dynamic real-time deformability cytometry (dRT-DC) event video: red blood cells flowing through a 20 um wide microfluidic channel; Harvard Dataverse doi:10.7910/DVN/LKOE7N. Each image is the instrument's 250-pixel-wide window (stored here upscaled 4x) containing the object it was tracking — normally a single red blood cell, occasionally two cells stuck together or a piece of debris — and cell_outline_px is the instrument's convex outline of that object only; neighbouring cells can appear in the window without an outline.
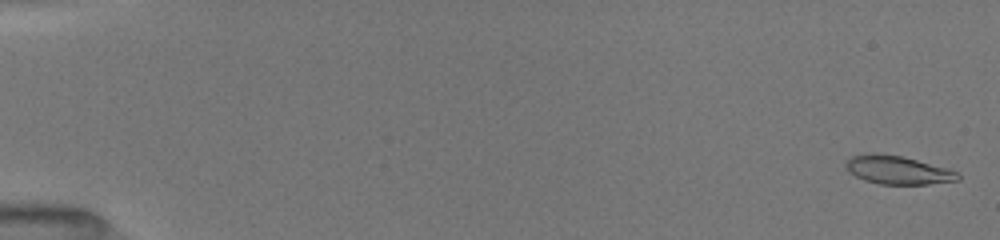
{"species": "common noctule bat (a hibernating species)", "species_latin": "Nyctalus noctula", "temperature_condition": "room temperature", "stored_images_in_passage": 59, "camera_frame_rate_fps": 3000, "um_per_image_px": 0.085, "animal": {"sex": "female", "body_mass_g": 19.5, "forearm_length_mm": 54.1}, "frame": {"image": 1, "passage_image": 3, "time_ms": 0.333, "image_size_px": [1000, 240], "cell_outline_px": [[960, 180], [928, 184], [880, 184], [864, 180], [848, 172], [844, 164], [844, 160], [852, 156], [864, 152], [876, 152], [900, 156], [948, 168], [956, 172], [960, 176]], "centroid_in_image_um": [76.24, 14.43], "position_along_channel_um": 8.8, "area_um2": 18.73}}
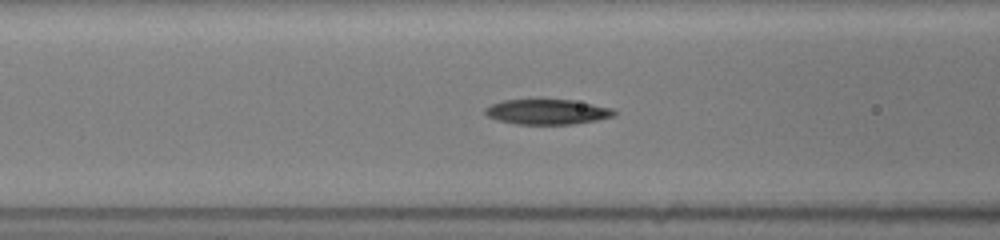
{"frame": {"image": 2, "passage_image": 27, "time_ms": 7.333, "image_size_px": [1000, 240], "cell_outline_px": [[616, 116], [596, 120], [572, 124], [516, 124], [496, 120], [488, 116], [484, 112], [484, 108], [492, 104], [504, 100], [572, 100], [616, 108]], "centroid_in_image_um": [46.55, 9.51], "position_along_channel_um": 120.0, "area_um2": 18.96}}
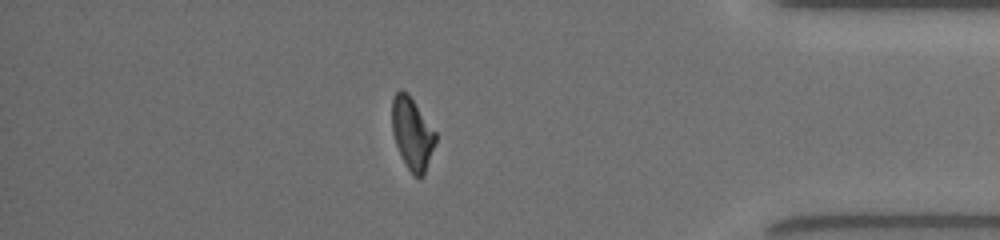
{"frame": {"image": 3, "passage_image": 53, "time_ms": 15.0, "image_size_px": [1000, 240], "cell_outline_px": [[436, 140], [424, 176], [416, 176], [404, 164], [396, 144], [392, 132], [392, 100], [396, 92], [400, 88], [408, 92], [436, 132]], "centroid_in_image_um": [35.03, 11.31], "position_along_channel_um": 400.2, "area_um2": 18.26}, "authors_computed_cell_mechanics": {"area_um2": 18.9584, "velocity_mm_per_s": 4.029, "shape_relaxation_time_tau1_ms": 8.437, "shape_relaxation_time_tau2_ms": 4.1329, "deformation_change_tau1": 0.2733, "deformation_change_tau2": 0.1167}}